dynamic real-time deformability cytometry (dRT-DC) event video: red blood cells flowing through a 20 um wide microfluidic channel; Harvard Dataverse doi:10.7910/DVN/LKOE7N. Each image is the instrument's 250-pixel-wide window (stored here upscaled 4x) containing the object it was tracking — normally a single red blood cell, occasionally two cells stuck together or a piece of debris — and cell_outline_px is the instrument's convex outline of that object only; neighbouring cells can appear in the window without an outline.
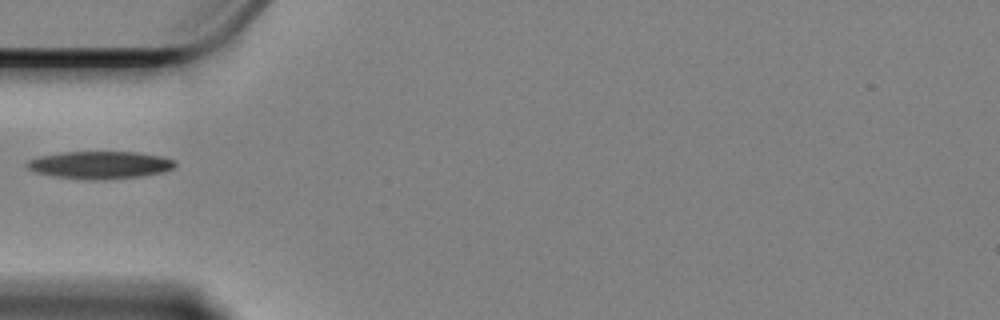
{"species": "Egyptian fruit bat (a non-hibernating species)", "species_latin": "Rousettus aegyptiacus", "temperature_condition": "cold", "stored_images_in_passage": 22, "camera_frame_rate_fps": 3000, "um_per_image_px": 0.085, "animal": {"sex": "female"}, "frame": {"image": 1, "passage_image": 1, "time_ms": 0.0, "image_size_px": [1000, 320], "cell_outline_px": [[176, 164], [172, 168], [164, 172], [140, 176], [56, 176], [36, 172], [28, 168], [24, 164], [28, 160], [40, 156], [64, 152], [136, 152], [164, 156], [176, 160]], "centroid_in_image_um": [8.55, 13.95], "position_along_channel_um": 76.5, "area_um2": 22.37}}
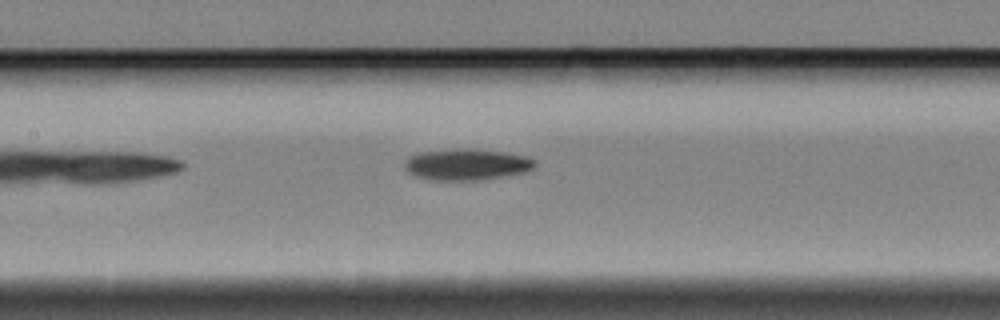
{"frame": {"image": 2, "passage_image": 9, "time_ms": 2.667, "image_size_px": [1000, 320], "cell_outline_px": [[536, 164], [532, 168], [524, 172], [484, 180], [432, 180], [416, 176], [408, 172], [404, 168], [404, 160], [412, 156], [424, 152], [460, 148], [468, 148], [504, 152], [528, 156], [536, 160]], "centroid_in_image_um": [39.69, 13.98], "position_along_channel_um": 167.7, "area_um2": 23.76}}
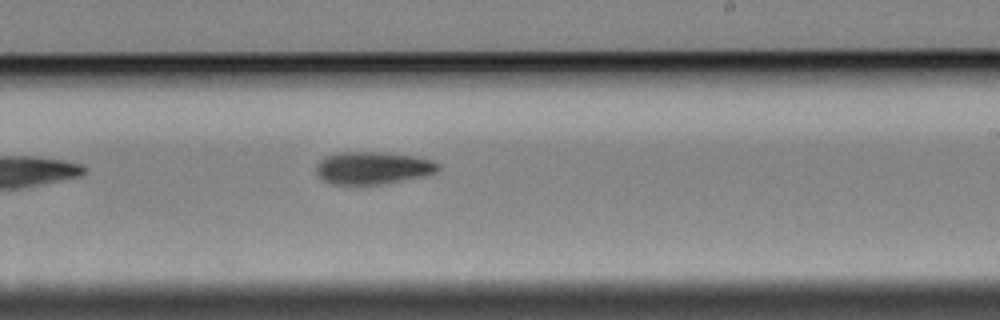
{"frame": {"image": 3, "passage_image": 17, "time_ms": 5.333, "image_size_px": [1000, 320], "cell_outline_px": [[440, 168], [436, 172], [384, 184], [328, 184], [316, 172], [316, 164], [324, 156], [336, 152], [384, 152], [416, 156], [432, 160], [440, 164]], "centroid_in_image_um": [31.66, 14.25], "position_along_channel_um": 257.3, "area_um2": 23.12}}